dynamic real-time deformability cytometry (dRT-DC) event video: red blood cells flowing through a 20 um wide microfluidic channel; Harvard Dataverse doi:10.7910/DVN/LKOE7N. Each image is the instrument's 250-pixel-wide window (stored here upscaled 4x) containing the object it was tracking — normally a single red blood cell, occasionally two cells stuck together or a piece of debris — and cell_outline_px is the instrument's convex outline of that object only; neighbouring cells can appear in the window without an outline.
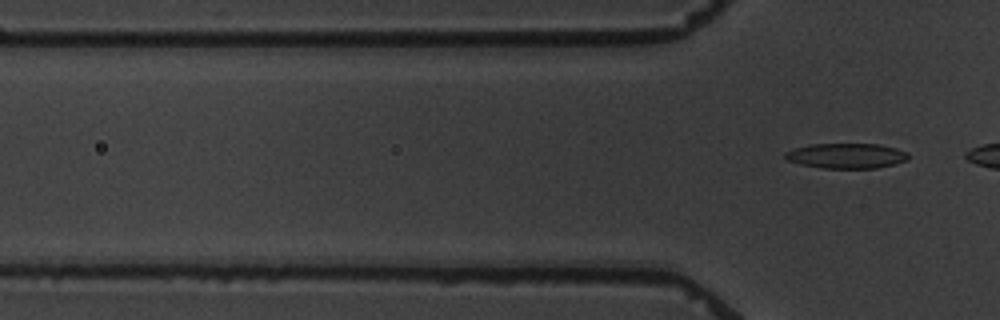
{"species": "common noctule bat (a hibernating species)", "species_latin": "Nyctalus noctula", "temperature_condition": "warm", "stored_images_in_passage": 4, "segment_of_instrument_passage": [2, 2], "camera_frame_rate_fps": 3000, "um_per_image_px": 0.085, "animal": {"sex": "male", "body_mass_g": 19.5, "forearm_length_mm": 54.6}, "frame": {"image": 1, "passage_image": 4, "time_ms": 3.667, "image_size_px": [1000, 320], "cell_outline_px": [[908, 160], [896, 164], [876, 168], [824, 168], [800, 164], [788, 160], [784, 156], [784, 152], [796, 148], [812, 144], [880, 144], [896, 148], [908, 152]], "centroid_in_image_um": [71.99, 13.24], "position_along_channel_um": 53.8, "area_um2": 18.03}}